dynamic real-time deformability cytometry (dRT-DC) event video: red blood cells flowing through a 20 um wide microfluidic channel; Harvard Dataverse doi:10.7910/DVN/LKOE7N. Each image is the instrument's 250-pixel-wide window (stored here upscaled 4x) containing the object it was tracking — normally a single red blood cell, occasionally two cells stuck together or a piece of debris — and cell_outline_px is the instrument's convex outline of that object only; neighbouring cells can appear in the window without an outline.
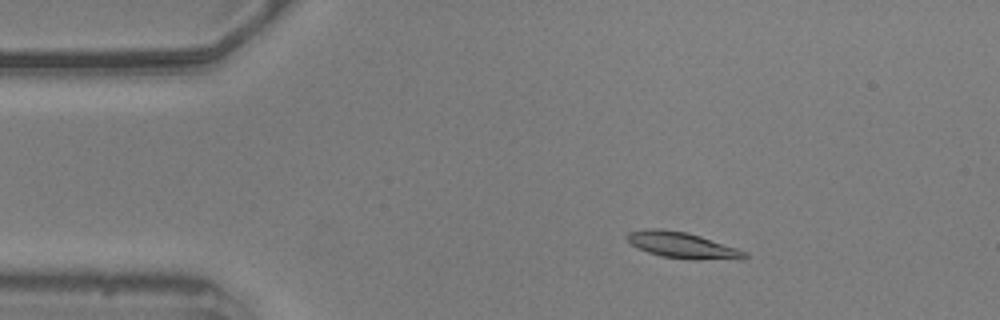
{"species": "common noctule bat (a hibernating species)", "species_latin": "Nyctalus noctula", "temperature_condition": "warm", "stored_images_in_passage": 11, "camera_frame_rate_fps": 3000, "um_per_image_px": 0.085, "animal": {"sex": "male", "body_mass_g": 20.5, "forearm_length_mm": 52.5}, "frame": {"image": 1, "passage_image": 1, "time_ms": 0.0, "image_size_px": [1000, 320], "cell_outline_px": [[748, 256], [744, 260], [692, 260], [660, 256], [648, 252], [632, 244], [624, 236], [628, 232], [648, 228], [660, 228], [684, 232], [700, 236], [748, 252]], "centroid_in_image_um": [58.05, 20.86], "position_along_channel_um": 27.0, "area_um2": 18.03}}
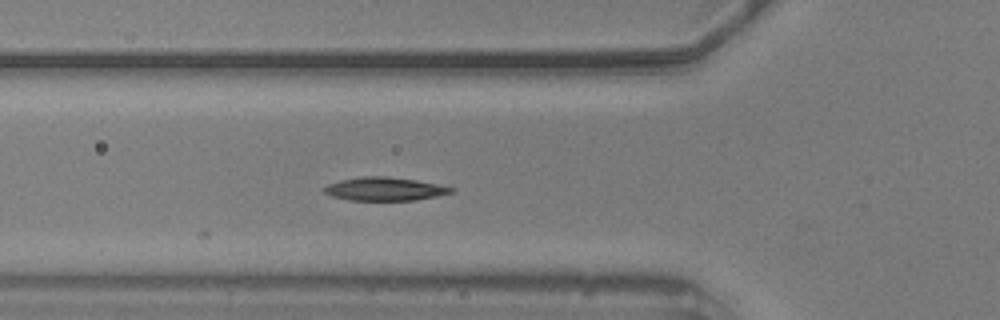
{"frame": {"image": 2, "passage_image": 11, "time_ms": 3.333, "image_size_px": [1000, 320], "cell_outline_px": [[456, 192], [416, 200], [348, 200], [332, 196], [324, 192], [324, 188], [328, 184], [340, 180], [360, 176], [388, 176], [416, 180], [456, 188]], "centroid_in_image_um": [32.72, 16.06], "position_along_channel_um": 93.1, "area_um2": 17.34}}